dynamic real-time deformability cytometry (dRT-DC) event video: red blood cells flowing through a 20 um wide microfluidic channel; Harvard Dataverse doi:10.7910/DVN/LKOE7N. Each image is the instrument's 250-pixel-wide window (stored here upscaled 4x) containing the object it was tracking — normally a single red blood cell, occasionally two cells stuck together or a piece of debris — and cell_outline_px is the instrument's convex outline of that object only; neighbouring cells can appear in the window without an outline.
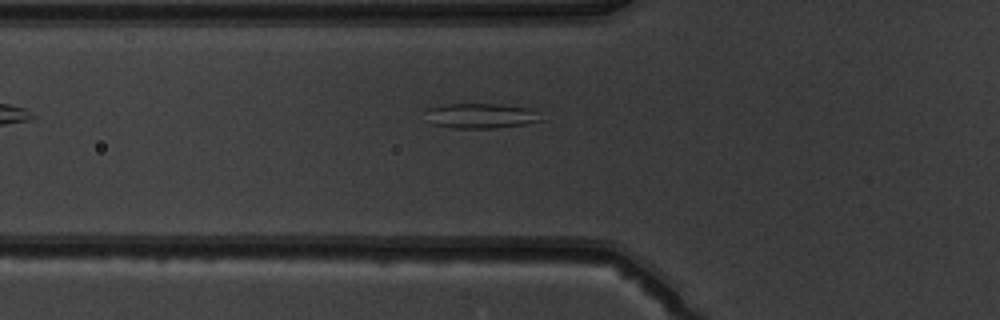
{"species": "common noctule bat (a hibernating species)", "species_latin": "Nyctalus noctula", "temperature_condition": "warm", "stored_images_in_passage": 5, "camera_frame_rate_fps": 3000, "um_per_image_px": 0.085, "animal": {"sex": "male", "body_mass_g": 19.5, "forearm_length_mm": 54.6}, "frame": {"image": 1, "passage_image": 5, "time_ms": 5.667, "image_size_px": [1000, 320], "cell_outline_px": [[544, 120], [524, 124], [496, 128], [452, 128], [432, 124], [424, 108], [444, 104], [500, 104], [532, 108]], "centroid_in_image_um": [40.87, 9.83], "position_along_channel_um": 84.9, "area_um2": 16.94}}